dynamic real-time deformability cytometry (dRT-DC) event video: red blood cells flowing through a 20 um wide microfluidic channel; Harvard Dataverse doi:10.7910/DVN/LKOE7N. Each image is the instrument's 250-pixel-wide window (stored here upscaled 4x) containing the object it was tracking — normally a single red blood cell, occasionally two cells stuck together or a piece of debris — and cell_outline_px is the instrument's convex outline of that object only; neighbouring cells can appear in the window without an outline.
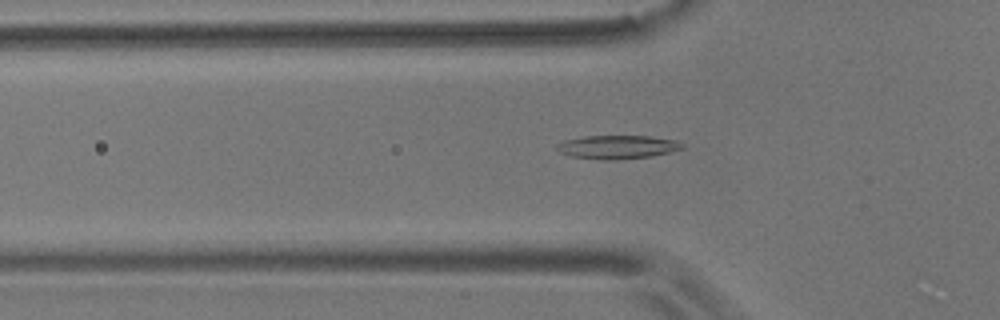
{"species": "common noctule bat (a hibernating species)", "species_latin": "Nyctalus noctula", "temperature_condition": "room temperature", "stored_images_in_passage": 42, "camera_frame_rate_fps": 3000, "um_per_image_px": 0.085, "animal": {"sex": "male", "body_mass_g": 17.9}, "frame": {"image": 1, "passage_image": 5, "time_ms": 1.333, "image_size_px": [1000, 320], "cell_outline_px": [[684, 148], [652, 156], [612, 160], [600, 160], [572, 156], [560, 152], [556, 148], [556, 144], [564, 140], [584, 136], [648, 136], [676, 140], [684, 144]], "centroid_in_image_um": [52.47, 12.49], "position_along_channel_um": 73.3, "area_um2": 17.17}}
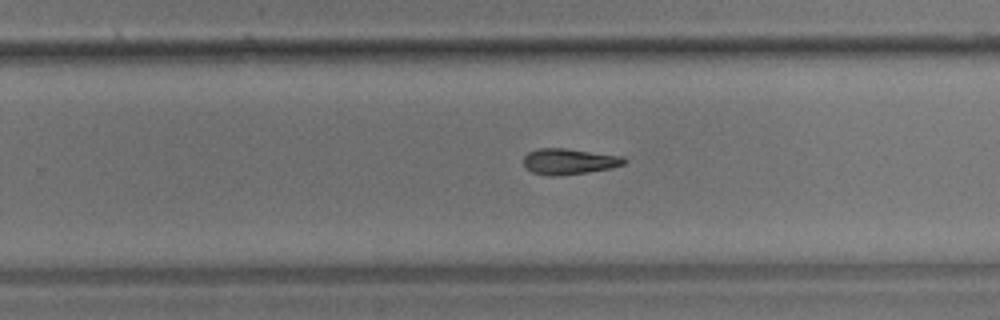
{"frame": {"image": 2, "passage_image": 22, "time_ms": 7.0, "image_size_px": [1000, 320], "cell_outline_px": [[628, 160], [624, 164], [612, 168], [560, 176], [548, 176], [532, 172], [524, 168], [524, 156], [528, 152], [536, 148], [564, 148], [624, 156]], "centroid_in_image_um": [48.36, 13.72], "position_along_channel_um": 281.4, "area_um2": 15.37}}
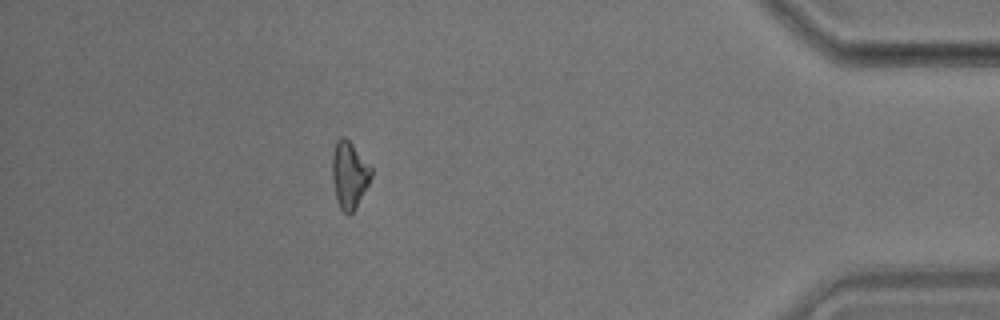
{"frame": {"image": 3, "passage_image": 36, "time_ms": 11.667, "image_size_px": [1000, 320], "cell_outline_px": [[372, 176], [356, 208], [348, 216], [340, 208], [336, 200], [332, 180], [332, 152], [336, 140], [340, 136], [344, 136], [352, 144], [372, 168]], "centroid_in_image_um": [29.67, 14.86], "position_along_channel_um": 405.5, "area_um2": 15.32}, "authors_computed_cell_mechanics": {"area_um2": 15.2881, "velocity_mm_per_s": 3.6609, "shape_relaxation_time_tau1_ms": null, "shape_relaxation_time_tau2_ms": 7.7006, "deformation_change_tau1": null, "deformation_change_tau2": 0.1982}}